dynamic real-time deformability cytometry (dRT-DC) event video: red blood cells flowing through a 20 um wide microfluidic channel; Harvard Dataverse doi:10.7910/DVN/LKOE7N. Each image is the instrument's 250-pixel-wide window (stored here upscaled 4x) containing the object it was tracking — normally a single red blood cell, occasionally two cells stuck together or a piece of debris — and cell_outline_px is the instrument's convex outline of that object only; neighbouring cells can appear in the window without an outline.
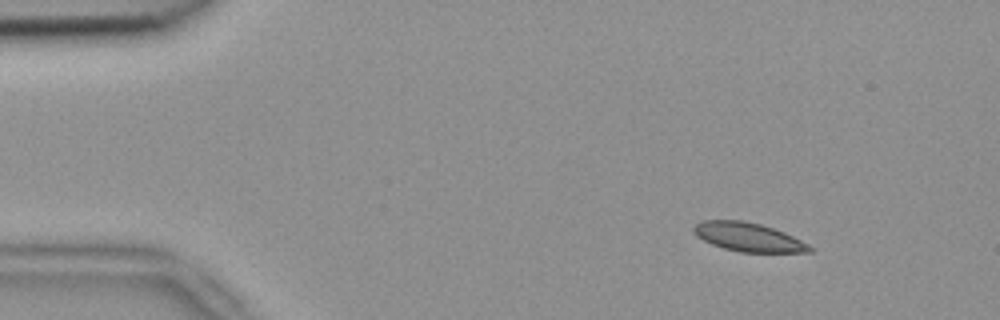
{"species": "common noctule bat (a hibernating species)", "species_latin": "Nyctalus noctula", "temperature_condition": "room temperature", "stored_images_in_passage": 7, "camera_frame_rate_fps": 3000, "um_per_image_px": 0.085, "animal": {"sex": "female", "body_mass_g": 18.4}, "frame": {"image": 1, "passage_image": 2, "time_ms": 0.333, "image_size_px": [1000, 320], "cell_outline_px": [[812, 252], [740, 252], [724, 248], [712, 244], [696, 236], [692, 232], [692, 228], [700, 220], [744, 220], [760, 224], [784, 232], [808, 244], [812, 248]], "centroid_in_image_um": [63.56, 20.14], "position_along_channel_um": 21.4, "area_um2": 19.36}}
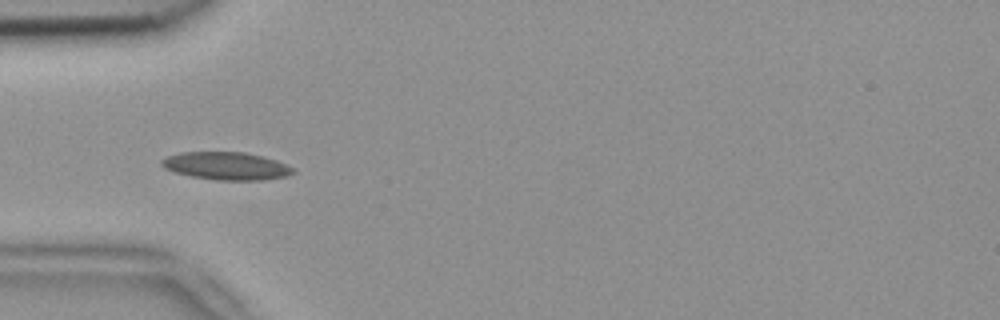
{"frame": {"image": 2, "passage_image": 5, "time_ms": 1.333, "image_size_px": [1000, 320], "cell_outline_px": [[296, 172], [284, 176], [264, 180], [216, 180], [192, 176], [176, 172], [164, 168], [160, 164], [160, 160], [168, 156], [180, 152], [244, 152], [264, 156], [276, 160], [292, 168]], "centroid_in_image_um": [19.22, 14.1], "position_along_channel_um": 65.8, "area_um2": 21.15}}